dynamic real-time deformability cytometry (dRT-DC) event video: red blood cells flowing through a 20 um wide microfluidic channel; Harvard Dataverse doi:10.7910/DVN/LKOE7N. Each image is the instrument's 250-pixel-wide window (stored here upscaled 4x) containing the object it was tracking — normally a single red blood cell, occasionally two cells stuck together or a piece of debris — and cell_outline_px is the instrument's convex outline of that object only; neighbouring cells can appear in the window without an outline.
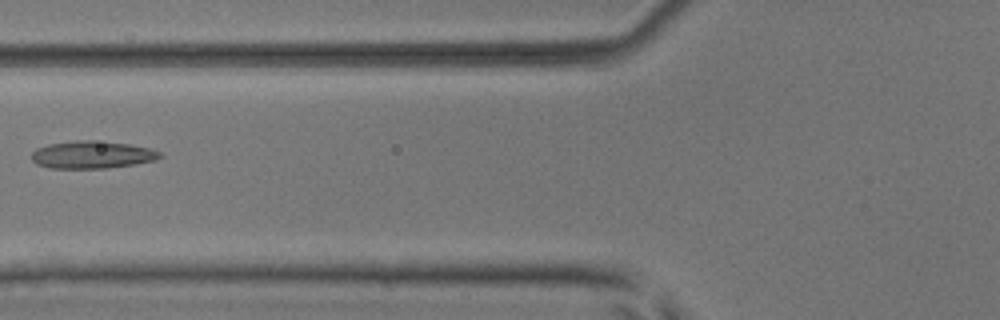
{"species": "common noctule bat (a hibernating species)", "species_latin": "Nyctalus noctula", "temperature_condition": "room temperature", "stored_images_in_passage": 2, "camera_frame_rate_fps": 3000, "um_per_image_px": 0.085, "animal": {"sex": "male", "body_mass_g": 17.9, "forearm_length_mm": 54.2}, "frame": {"image": 1, "passage_image": 2, "time_ms": 0.333, "image_size_px": [1000, 320], "cell_outline_px": [[164, 156], [156, 160], [136, 164], [108, 168], [48, 168], [36, 164], [32, 160], [32, 152], [36, 148], [48, 144], [76, 140], [92, 140], [128, 144], [152, 148], [160, 152]], "centroid_in_image_um": [7.84, 13.15], "position_along_channel_um": 118.0, "area_um2": 20.75}}